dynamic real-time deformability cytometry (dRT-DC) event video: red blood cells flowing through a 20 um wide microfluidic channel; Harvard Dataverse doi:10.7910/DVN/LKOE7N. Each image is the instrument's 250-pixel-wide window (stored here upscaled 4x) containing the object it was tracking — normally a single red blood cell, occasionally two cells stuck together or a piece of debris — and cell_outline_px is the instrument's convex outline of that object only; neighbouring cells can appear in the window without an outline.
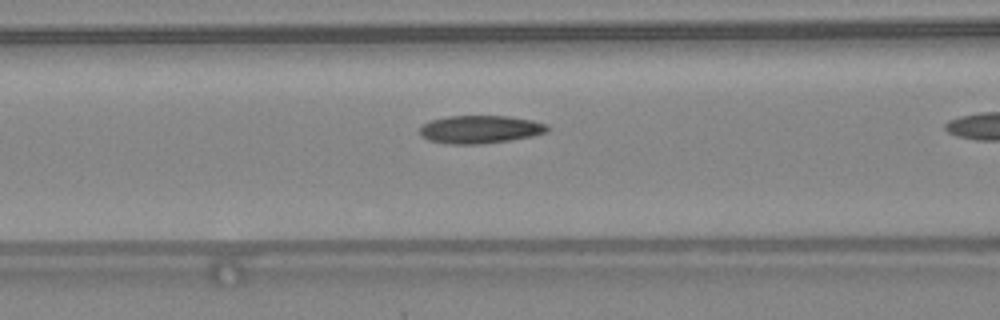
{"species": "common noctule bat (a hibernating species)", "species_latin": "Nyctalus noctula", "temperature_condition": "warm", "stored_images_in_passage": 14, "camera_frame_rate_fps": 3000, "um_per_image_px": 0.085, "animal": {"sex": "female", "body_mass_g": 24.6, "forearm_length_mm": 56.2}, "frame": {"image": 1, "passage_image": 12, "time_ms": 3.667, "image_size_px": [1000, 320], "cell_outline_px": [[548, 132], [532, 136], [508, 140], [480, 144], [448, 144], [428, 140], [420, 136], [420, 128], [424, 124], [432, 120], [448, 116], [508, 116], [532, 120], [548, 124]], "centroid_in_image_um": [40.81, 11.0], "position_along_channel_um": 125.8, "area_um2": 20.75}}